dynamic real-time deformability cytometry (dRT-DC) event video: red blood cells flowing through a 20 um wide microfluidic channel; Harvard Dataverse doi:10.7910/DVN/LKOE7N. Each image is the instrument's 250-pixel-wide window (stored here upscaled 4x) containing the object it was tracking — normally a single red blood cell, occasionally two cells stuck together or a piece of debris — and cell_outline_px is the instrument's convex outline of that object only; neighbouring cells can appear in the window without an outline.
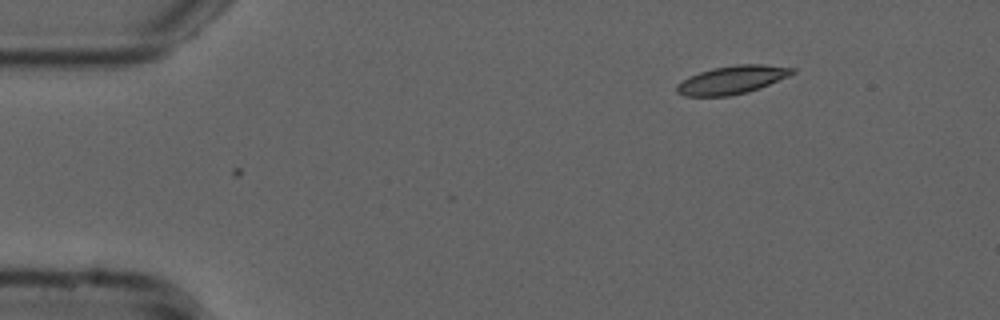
{"species": "common noctule bat (a hibernating species)", "species_latin": "Nyctalus noctula", "temperature_condition": "cold", "stored_images_in_passage": 4, "camera_frame_rate_fps": 3000, "um_per_image_px": 0.085, "animal": {"sex": "male", "forearm_length_mm": 52.5}, "frame": {"image": 1, "passage_image": 4, "time_ms": 1.0, "image_size_px": [1000, 320], "cell_outline_px": [[796, 72], [788, 76], [760, 88], [748, 92], [728, 96], [684, 96], [676, 92], [676, 84], [688, 76], [712, 68], [736, 64], [764, 64], [796, 68]], "centroid_in_image_um": [62.21, 6.78], "position_along_channel_um": 22.8, "area_um2": 19.13}}